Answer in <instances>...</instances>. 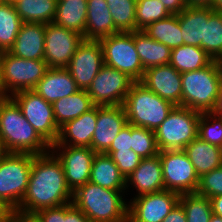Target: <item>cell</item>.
Masks as SVG:
<instances>
[{"instance_id":"1","label":"cell","mask_w":222,"mask_h":222,"mask_svg":"<svg viewBox=\"0 0 222 222\" xmlns=\"http://www.w3.org/2000/svg\"><path fill=\"white\" fill-rule=\"evenodd\" d=\"M72 193L57 156L52 151L38 154L33 158L26 193L14 212L33 215L42 209L59 207L72 202Z\"/></svg>"},{"instance_id":"2","label":"cell","mask_w":222,"mask_h":222,"mask_svg":"<svg viewBox=\"0 0 222 222\" xmlns=\"http://www.w3.org/2000/svg\"><path fill=\"white\" fill-rule=\"evenodd\" d=\"M0 142L5 152L38 155L51 148L10 96L0 99Z\"/></svg>"},{"instance_id":"3","label":"cell","mask_w":222,"mask_h":222,"mask_svg":"<svg viewBox=\"0 0 222 222\" xmlns=\"http://www.w3.org/2000/svg\"><path fill=\"white\" fill-rule=\"evenodd\" d=\"M124 193L125 190H111L89 181L72 193V204L91 222H127L128 201Z\"/></svg>"},{"instance_id":"4","label":"cell","mask_w":222,"mask_h":222,"mask_svg":"<svg viewBox=\"0 0 222 222\" xmlns=\"http://www.w3.org/2000/svg\"><path fill=\"white\" fill-rule=\"evenodd\" d=\"M182 106L194 111L212 112L222 85V64L214 60L195 71L181 73Z\"/></svg>"},{"instance_id":"5","label":"cell","mask_w":222,"mask_h":222,"mask_svg":"<svg viewBox=\"0 0 222 222\" xmlns=\"http://www.w3.org/2000/svg\"><path fill=\"white\" fill-rule=\"evenodd\" d=\"M123 107L128 124L154 131L167 118L174 105L136 81L132 83Z\"/></svg>"},{"instance_id":"6","label":"cell","mask_w":222,"mask_h":222,"mask_svg":"<svg viewBox=\"0 0 222 222\" xmlns=\"http://www.w3.org/2000/svg\"><path fill=\"white\" fill-rule=\"evenodd\" d=\"M34 156L6 152L0 160V199L13 211L26 193Z\"/></svg>"},{"instance_id":"7","label":"cell","mask_w":222,"mask_h":222,"mask_svg":"<svg viewBox=\"0 0 222 222\" xmlns=\"http://www.w3.org/2000/svg\"><path fill=\"white\" fill-rule=\"evenodd\" d=\"M201 114L183 106H174L167 118L154 130L159 151L184 149L198 137Z\"/></svg>"},{"instance_id":"8","label":"cell","mask_w":222,"mask_h":222,"mask_svg":"<svg viewBox=\"0 0 222 222\" xmlns=\"http://www.w3.org/2000/svg\"><path fill=\"white\" fill-rule=\"evenodd\" d=\"M47 69L44 60H28L8 51L0 52L1 83L6 96L23 90H33Z\"/></svg>"},{"instance_id":"9","label":"cell","mask_w":222,"mask_h":222,"mask_svg":"<svg viewBox=\"0 0 222 222\" xmlns=\"http://www.w3.org/2000/svg\"><path fill=\"white\" fill-rule=\"evenodd\" d=\"M99 42L105 65L125 73L134 82L142 80L145 70L134 45V31L115 33Z\"/></svg>"},{"instance_id":"10","label":"cell","mask_w":222,"mask_h":222,"mask_svg":"<svg viewBox=\"0 0 222 222\" xmlns=\"http://www.w3.org/2000/svg\"><path fill=\"white\" fill-rule=\"evenodd\" d=\"M21 109L26 120L51 146L57 142L60 128L56 124L53 105L33 90H23L10 96Z\"/></svg>"},{"instance_id":"11","label":"cell","mask_w":222,"mask_h":222,"mask_svg":"<svg viewBox=\"0 0 222 222\" xmlns=\"http://www.w3.org/2000/svg\"><path fill=\"white\" fill-rule=\"evenodd\" d=\"M159 156L165 190L179 195L197 191L199 176L183 149L163 150Z\"/></svg>"},{"instance_id":"12","label":"cell","mask_w":222,"mask_h":222,"mask_svg":"<svg viewBox=\"0 0 222 222\" xmlns=\"http://www.w3.org/2000/svg\"><path fill=\"white\" fill-rule=\"evenodd\" d=\"M133 82L125 73L104 64L86 91L95 106L123 105Z\"/></svg>"},{"instance_id":"13","label":"cell","mask_w":222,"mask_h":222,"mask_svg":"<svg viewBox=\"0 0 222 222\" xmlns=\"http://www.w3.org/2000/svg\"><path fill=\"white\" fill-rule=\"evenodd\" d=\"M61 162L69 189L74 192L90 180L91 167L96 152L90 147L51 145Z\"/></svg>"},{"instance_id":"14","label":"cell","mask_w":222,"mask_h":222,"mask_svg":"<svg viewBox=\"0 0 222 222\" xmlns=\"http://www.w3.org/2000/svg\"><path fill=\"white\" fill-rule=\"evenodd\" d=\"M84 37L54 23L46 24L44 61L48 68H66Z\"/></svg>"},{"instance_id":"15","label":"cell","mask_w":222,"mask_h":222,"mask_svg":"<svg viewBox=\"0 0 222 222\" xmlns=\"http://www.w3.org/2000/svg\"><path fill=\"white\" fill-rule=\"evenodd\" d=\"M179 197L169 190L134 197L128 201L127 222H162L179 202Z\"/></svg>"},{"instance_id":"16","label":"cell","mask_w":222,"mask_h":222,"mask_svg":"<svg viewBox=\"0 0 222 222\" xmlns=\"http://www.w3.org/2000/svg\"><path fill=\"white\" fill-rule=\"evenodd\" d=\"M104 65L103 49L99 41L83 40L66 69L80 90H87Z\"/></svg>"},{"instance_id":"17","label":"cell","mask_w":222,"mask_h":222,"mask_svg":"<svg viewBox=\"0 0 222 222\" xmlns=\"http://www.w3.org/2000/svg\"><path fill=\"white\" fill-rule=\"evenodd\" d=\"M127 123L123 105L97 106L96 128L93 132L91 148L96 153H105Z\"/></svg>"},{"instance_id":"18","label":"cell","mask_w":222,"mask_h":222,"mask_svg":"<svg viewBox=\"0 0 222 222\" xmlns=\"http://www.w3.org/2000/svg\"><path fill=\"white\" fill-rule=\"evenodd\" d=\"M140 82L174 106H182L181 73L170 64L145 70Z\"/></svg>"},{"instance_id":"19","label":"cell","mask_w":222,"mask_h":222,"mask_svg":"<svg viewBox=\"0 0 222 222\" xmlns=\"http://www.w3.org/2000/svg\"><path fill=\"white\" fill-rule=\"evenodd\" d=\"M130 185L138 191L135 197L165 190L159 154L142 158L136 169L126 177V189H129Z\"/></svg>"},{"instance_id":"20","label":"cell","mask_w":222,"mask_h":222,"mask_svg":"<svg viewBox=\"0 0 222 222\" xmlns=\"http://www.w3.org/2000/svg\"><path fill=\"white\" fill-rule=\"evenodd\" d=\"M46 25L23 22L9 53L28 60H44Z\"/></svg>"},{"instance_id":"21","label":"cell","mask_w":222,"mask_h":222,"mask_svg":"<svg viewBox=\"0 0 222 222\" xmlns=\"http://www.w3.org/2000/svg\"><path fill=\"white\" fill-rule=\"evenodd\" d=\"M97 106L60 127L59 137L53 145L90 147L96 128Z\"/></svg>"},{"instance_id":"22","label":"cell","mask_w":222,"mask_h":222,"mask_svg":"<svg viewBox=\"0 0 222 222\" xmlns=\"http://www.w3.org/2000/svg\"><path fill=\"white\" fill-rule=\"evenodd\" d=\"M76 82L66 68H48L44 77L33 89L45 101H55L79 91Z\"/></svg>"},{"instance_id":"23","label":"cell","mask_w":222,"mask_h":222,"mask_svg":"<svg viewBox=\"0 0 222 222\" xmlns=\"http://www.w3.org/2000/svg\"><path fill=\"white\" fill-rule=\"evenodd\" d=\"M119 33L115 28L107 0H87L85 40L100 39Z\"/></svg>"},{"instance_id":"24","label":"cell","mask_w":222,"mask_h":222,"mask_svg":"<svg viewBox=\"0 0 222 222\" xmlns=\"http://www.w3.org/2000/svg\"><path fill=\"white\" fill-rule=\"evenodd\" d=\"M199 177L222 166V148L196 137L184 149Z\"/></svg>"},{"instance_id":"25","label":"cell","mask_w":222,"mask_h":222,"mask_svg":"<svg viewBox=\"0 0 222 222\" xmlns=\"http://www.w3.org/2000/svg\"><path fill=\"white\" fill-rule=\"evenodd\" d=\"M213 8H185L178 14L182 39L185 45L200 47L204 40L205 23Z\"/></svg>"},{"instance_id":"26","label":"cell","mask_w":222,"mask_h":222,"mask_svg":"<svg viewBox=\"0 0 222 222\" xmlns=\"http://www.w3.org/2000/svg\"><path fill=\"white\" fill-rule=\"evenodd\" d=\"M134 45L144 70L170 63L171 49L152 39L142 30L134 31Z\"/></svg>"},{"instance_id":"27","label":"cell","mask_w":222,"mask_h":222,"mask_svg":"<svg viewBox=\"0 0 222 222\" xmlns=\"http://www.w3.org/2000/svg\"><path fill=\"white\" fill-rule=\"evenodd\" d=\"M89 181L111 190H126V178L119 172L112 158L105 153L95 154Z\"/></svg>"},{"instance_id":"28","label":"cell","mask_w":222,"mask_h":222,"mask_svg":"<svg viewBox=\"0 0 222 222\" xmlns=\"http://www.w3.org/2000/svg\"><path fill=\"white\" fill-rule=\"evenodd\" d=\"M87 19V0H57L53 23L84 37Z\"/></svg>"},{"instance_id":"29","label":"cell","mask_w":222,"mask_h":222,"mask_svg":"<svg viewBox=\"0 0 222 222\" xmlns=\"http://www.w3.org/2000/svg\"><path fill=\"white\" fill-rule=\"evenodd\" d=\"M52 105L56 124L59 128L95 106L86 90H79L68 97L55 101Z\"/></svg>"},{"instance_id":"30","label":"cell","mask_w":222,"mask_h":222,"mask_svg":"<svg viewBox=\"0 0 222 222\" xmlns=\"http://www.w3.org/2000/svg\"><path fill=\"white\" fill-rule=\"evenodd\" d=\"M12 3L23 22L53 23L57 0H15Z\"/></svg>"},{"instance_id":"31","label":"cell","mask_w":222,"mask_h":222,"mask_svg":"<svg viewBox=\"0 0 222 222\" xmlns=\"http://www.w3.org/2000/svg\"><path fill=\"white\" fill-rule=\"evenodd\" d=\"M214 60L200 47L181 45L171 49L170 65L184 73L205 68Z\"/></svg>"},{"instance_id":"32","label":"cell","mask_w":222,"mask_h":222,"mask_svg":"<svg viewBox=\"0 0 222 222\" xmlns=\"http://www.w3.org/2000/svg\"><path fill=\"white\" fill-rule=\"evenodd\" d=\"M142 31L170 49L184 45L178 14H171L164 19L153 22Z\"/></svg>"},{"instance_id":"33","label":"cell","mask_w":222,"mask_h":222,"mask_svg":"<svg viewBox=\"0 0 222 222\" xmlns=\"http://www.w3.org/2000/svg\"><path fill=\"white\" fill-rule=\"evenodd\" d=\"M22 23L12 2H0V52L14 45Z\"/></svg>"},{"instance_id":"34","label":"cell","mask_w":222,"mask_h":222,"mask_svg":"<svg viewBox=\"0 0 222 222\" xmlns=\"http://www.w3.org/2000/svg\"><path fill=\"white\" fill-rule=\"evenodd\" d=\"M200 48L213 60H219L222 57V11L214 10L209 15Z\"/></svg>"},{"instance_id":"35","label":"cell","mask_w":222,"mask_h":222,"mask_svg":"<svg viewBox=\"0 0 222 222\" xmlns=\"http://www.w3.org/2000/svg\"><path fill=\"white\" fill-rule=\"evenodd\" d=\"M110 13L119 32L136 31L137 0H107Z\"/></svg>"},{"instance_id":"36","label":"cell","mask_w":222,"mask_h":222,"mask_svg":"<svg viewBox=\"0 0 222 222\" xmlns=\"http://www.w3.org/2000/svg\"><path fill=\"white\" fill-rule=\"evenodd\" d=\"M179 203L185 210L187 222H209L213 215L210 199L196 192L180 195Z\"/></svg>"},{"instance_id":"37","label":"cell","mask_w":222,"mask_h":222,"mask_svg":"<svg viewBox=\"0 0 222 222\" xmlns=\"http://www.w3.org/2000/svg\"><path fill=\"white\" fill-rule=\"evenodd\" d=\"M171 15L159 0H137L136 4V31L143 30L153 22Z\"/></svg>"},{"instance_id":"38","label":"cell","mask_w":222,"mask_h":222,"mask_svg":"<svg viewBox=\"0 0 222 222\" xmlns=\"http://www.w3.org/2000/svg\"><path fill=\"white\" fill-rule=\"evenodd\" d=\"M131 149L142 158L158 155L160 151L154 131L131 125Z\"/></svg>"},{"instance_id":"39","label":"cell","mask_w":222,"mask_h":222,"mask_svg":"<svg viewBox=\"0 0 222 222\" xmlns=\"http://www.w3.org/2000/svg\"><path fill=\"white\" fill-rule=\"evenodd\" d=\"M198 137L222 148V116L213 112L202 113L199 117Z\"/></svg>"},{"instance_id":"40","label":"cell","mask_w":222,"mask_h":222,"mask_svg":"<svg viewBox=\"0 0 222 222\" xmlns=\"http://www.w3.org/2000/svg\"><path fill=\"white\" fill-rule=\"evenodd\" d=\"M105 154L109 155L117 165L119 172L126 178L140 164L142 157L135 153L132 149L125 151L107 150Z\"/></svg>"},{"instance_id":"41","label":"cell","mask_w":222,"mask_h":222,"mask_svg":"<svg viewBox=\"0 0 222 222\" xmlns=\"http://www.w3.org/2000/svg\"><path fill=\"white\" fill-rule=\"evenodd\" d=\"M196 193L207 198L222 195V166L199 177Z\"/></svg>"},{"instance_id":"42","label":"cell","mask_w":222,"mask_h":222,"mask_svg":"<svg viewBox=\"0 0 222 222\" xmlns=\"http://www.w3.org/2000/svg\"><path fill=\"white\" fill-rule=\"evenodd\" d=\"M33 216L39 222H65V205L39 210Z\"/></svg>"},{"instance_id":"43","label":"cell","mask_w":222,"mask_h":222,"mask_svg":"<svg viewBox=\"0 0 222 222\" xmlns=\"http://www.w3.org/2000/svg\"><path fill=\"white\" fill-rule=\"evenodd\" d=\"M131 149V124H126L117 134L108 150L125 151Z\"/></svg>"},{"instance_id":"44","label":"cell","mask_w":222,"mask_h":222,"mask_svg":"<svg viewBox=\"0 0 222 222\" xmlns=\"http://www.w3.org/2000/svg\"><path fill=\"white\" fill-rule=\"evenodd\" d=\"M65 222H91L72 202L65 204Z\"/></svg>"},{"instance_id":"45","label":"cell","mask_w":222,"mask_h":222,"mask_svg":"<svg viewBox=\"0 0 222 222\" xmlns=\"http://www.w3.org/2000/svg\"><path fill=\"white\" fill-rule=\"evenodd\" d=\"M162 222H187L183 206L178 202Z\"/></svg>"},{"instance_id":"46","label":"cell","mask_w":222,"mask_h":222,"mask_svg":"<svg viewBox=\"0 0 222 222\" xmlns=\"http://www.w3.org/2000/svg\"><path fill=\"white\" fill-rule=\"evenodd\" d=\"M171 14H179L186 8L185 0H159Z\"/></svg>"},{"instance_id":"47","label":"cell","mask_w":222,"mask_h":222,"mask_svg":"<svg viewBox=\"0 0 222 222\" xmlns=\"http://www.w3.org/2000/svg\"><path fill=\"white\" fill-rule=\"evenodd\" d=\"M14 211L0 199V222H10Z\"/></svg>"},{"instance_id":"48","label":"cell","mask_w":222,"mask_h":222,"mask_svg":"<svg viewBox=\"0 0 222 222\" xmlns=\"http://www.w3.org/2000/svg\"><path fill=\"white\" fill-rule=\"evenodd\" d=\"M214 0H185L187 8H212Z\"/></svg>"},{"instance_id":"49","label":"cell","mask_w":222,"mask_h":222,"mask_svg":"<svg viewBox=\"0 0 222 222\" xmlns=\"http://www.w3.org/2000/svg\"><path fill=\"white\" fill-rule=\"evenodd\" d=\"M214 215L222 217V195L209 198Z\"/></svg>"},{"instance_id":"50","label":"cell","mask_w":222,"mask_h":222,"mask_svg":"<svg viewBox=\"0 0 222 222\" xmlns=\"http://www.w3.org/2000/svg\"><path fill=\"white\" fill-rule=\"evenodd\" d=\"M10 222H39L33 215L13 213Z\"/></svg>"},{"instance_id":"51","label":"cell","mask_w":222,"mask_h":222,"mask_svg":"<svg viewBox=\"0 0 222 222\" xmlns=\"http://www.w3.org/2000/svg\"><path fill=\"white\" fill-rule=\"evenodd\" d=\"M215 115L222 116V85L219 91L217 102L214 110L212 111Z\"/></svg>"},{"instance_id":"52","label":"cell","mask_w":222,"mask_h":222,"mask_svg":"<svg viewBox=\"0 0 222 222\" xmlns=\"http://www.w3.org/2000/svg\"><path fill=\"white\" fill-rule=\"evenodd\" d=\"M212 8L215 11H222V0H214Z\"/></svg>"},{"instance_id":"53","label":"cell","mask_w":222,"mask_h":222,"mask_svg":"<svg viewBox=\"0 0 222 222\" xmlns=\"http://www.w3.org/2000/svg\"><path fill=\"white\" fill-rule=\"evenodd\" d=\"M209 222H222V217L213 214Z\"/></svg>"},{"instance_id":"54","label":"cell","mask_w":222,"mask_h":222,"mask_svg":"<svg viewBox=\"0 0 222 222\" xmlns=\"http://www.w3.org/2000/svg\"><path fill=\"white\" fill-rule=\"evenodd\" d=\"M5 97L7 96L4 94V91H3V87L1 83V70H0V99L5 98Z\"/></svg>"},{"instance_id":"55","label":"cell","mask_w":222,"mask_h":222,"mask_svg":"<svg viewBox=\"0 0 222 222\" xmlns=\"http://www.w3.org/2000/svg\"><path fill=\"white\" fill-rule=\"evenodd\" d=\"M5 153H6V152H5L4 148H3V145H2L1 142H0V160H1V158L3 157V155H4Z\"/></svg>"},{"instance_id":"56","label":"cell","mask_w":222,"mask_h":222,"mask_svg":"<svg viewBox=\"0 0 222 222\" xmlns=\"http://www.w3.org/2000/svg\"><path fill=\"white\" fill-rule=\"evenodd\" d=\"M15 0H3V2H14Z\"/></svg>"}]
</instances>
